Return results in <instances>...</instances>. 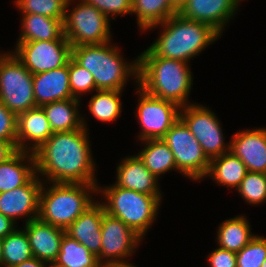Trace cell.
<instances>
[{
  "mask_svg": "<svg viewBox=\"0 0 266 267\" xmlns=\"http://www.w3.org/2000/svg\"><path fill=\"white\" fill-rule=\"evenodd\" d=\"M89 128L56 132L34 152L36 174L48 183L99 185L95 176Z\"/></svg>",
  "mask_w": 266,
  "mask_h": 267,
  "instance_id": "6da1fadb",
  "label": "cell"
},
{
  "mask_svg": "<svg viewBox=\"0 0 266 267\" xmlns=\"http://www.w3.org/2000/svg\"><path fill=\"white\" fill-rule=\"evenodd\" d=\"M137 57L139 87L180 107L192 104L188 102L193 85L189 63L155 56L148 48Z\"/></svg>",
  "mask_w": 266,
  "mask_h": 267,
  "instance_id": "7a4b0ae2",
  "label": "cell"
},
{
  "mask_svg": "<svg viewBox=\"0 0 266 267\" xmlns=\"http://www.w3.org/2000/svg\"><path fill=\"white\" fill-rule=\"evenodd\" d=\"M161 29L159 37L148 49L155 55L168 59L181 60L187 63L198 56L207 46L214 43L221 35L211 26L198 21L171 16L163 23L151 26ZM161 26V27H160Z\"/></svg>",
  "mask_w": 266,
  "mask_h": 267,
  "instance_id": "3957f363",
  "label": "cell"
},
{
  "mask_svg": "<svg viewBox=\"0 0 266 267\" xmlns=\"http://www.w3.org/2000/svg\"><path fill=\"white\" fill-rule=\"evenodd\" d=\"M72 58L92 73L97 90L123 91L130 76L135 79V86L138 85V58L130 63L124 61L119 48L111 41L72 46Z\"/></svg>",
  "mask_w": 266,
  "mask_h": 267,
  "instance_id": "277c9868",
  "label": "cell"
},
{
  "mask_svg": "<svg viewBox=\"0 0 266 267\" xmlns=\"http://www.w3.org/2000/svg\"><path fill=\"white\" fill-rule=\"evenodd\" d=\"M47 184H50L49 187ZM97 187L98 185L84 183L46 182L45 185L43 182L38 218L53 226L67 229L96 202L92 195L97 194Z\"/></svg>",
  "mask_w": 266,
  "mask_h": 267,
  "instance_id": "5b68a950",
  "label": "cell"
},
{
  "mask_svg": "<svg viewBox=\"0 0 266 267\" xmlns=\"http://www.w3.org/2000/svg\"><path fill=\"white\" fill-rule=\"evenodd\" d=\"M99 186L101 185H98L97 193H101V199L104 197L107 201L101 202L105 212L120 219L143 239L158 217L163 197L146 195L114 184Z\"/></svg>",
  "mask_w": 266,
  "mask_h": 267,
  "instance_id": "8992f818",
  "label": "cell"
},
{
  "mask_svg": "<svg viewBox=\"0 0 266 267\" xmlns=\"http://www.w3.org/2000/svg\"><path fill=\"white\" fill-rule=\"evenodd\" d=\"M72 1H67L63 20L64 36L71 46L110 42V19L83 0H79L81 2L69 9V5L76 3Z\"/></svg>",
  "mask_w": 266,
  "mask_h": 267,
  "instance_id": "52a82bcc",
  "label": "cell"
},
{
  "mask_svg": "<svg viewBox=\"0 0 266 267\" xmlns=\"http://www.w3.org/2000/svg\"><path fill=\"white\" fill-rule=\"evenodd\" d=\"M0 101L16 115L37 107L33 74L12 51L0 54Z\"/></svg>",
  "mask_w": 266,
  "mask_h": 267,
  "instance_id": "ba28073f",
  "label": "cell"
},
{
  "mask_svg": "<svg viewBox=\"0 0 266 267\" xmlns=\"http://www.w3.org/2000/svg\"><path fill=\"white\" fill-rule=\"evenodd\" d=\"M161 140L173 153L177 171L193 181L205 179L210 159L181 119L171 126Z\"/></svg>",
  "mask_w": 266,
  "mask_h": 267,
  "instance_id": "9c48e42d",
  "label": "cell"
},
{
  "mask_svg": "<svg viewBox=\"0 0 266 267\" xmlns=\"http://www.w3.org/2000/svg\"><path fill=\"white\" fill-rule=\"evenodd\" d=\"M180 119L189 128L210 160L230 151V142L225 144L220 120L207 106L194 104V102L183 106L180 110Z\"/></svg>",
  "mask_w": 266,
  "mask_h": 267,
  "instance_id": "30bf717a",
  "label": "cell"
},
{
  "mask_svg": "<svg viewBox=\"0 0 266 267\" xmlns=\"http://www.w3.org/2000/svg\"><path fill=\"white\" fill-rule=\"evenodd\" d=\"M138 105L136 117L140 123V141L161 139L171 126L180 119L181 107L169 100L152 96L137 85Z\"/></svg>",
  "mask_w": 266,
  "mask_h": 267,
  "instance_id": "8fae6325",
  "label": "cell"
},
{
  "mask_svg": "<svg viewBox=\"0 0 266 267\" xmlns=\"http://www.w3.org/2000/svg\"><path fill=\"white\" fill-rule=\"evenodd\" d=\"M12 52L36 75L67 65L72 57V46L68 40L30 41L16 43Z\"/></svg>",
  "mask_w": 266,
  "mask_h": 267,
  "instance_id": "7c38bea8",
  "label": "cell"
},
{
  "mask_svg": "<svg viewBox=\"0 0 266 267\" xmlns=\"http://www.w3.org/2000/svg\"><path fill=\"white\" fill-rule=\"evenodd\" d=\"M101 252L98 264L101 267L126 260L136 252L142 238L120 219L106 212L102 216Z\"/></svg>",
  "mask_w": 266,
  "mask_h": 267,
  "instance_id": "4fadbf2b",
  "label": "cell"
},
{
  "mask_svg": "<svg viewBox=\"0 0 266 267\" xmlns=\"http://www.w3.org/2000/svg\"><path fill=\"white\" fill-rule=\"evenodd\" d=\"M41 178L35 174L25 185L0 193V213L15 223L23 217H27L25 224L38 218L39 196L44 182Z\"/></svg>",
  "mask_w": 266,
  "mask_h": 267,
  "instance_id": "5bb4252c",
  "label": "cell"
},
{
  "mask_svg": "<svg viewBox=\"0 0 266 267\" xmlns=\"http://www.w3.org/2000/svg\"><path fill=\"white\" fill-rule=\"evenodd\" d=\"M242 0H187L178 14L188 20L208 24L220 35L237 13Z\"/></svg>",
  "mask_w": 266,
  "mask_h": 267,
  "instance_id": "9a60e30c",
  "label": "cell"
},
{
  "mask_svg": "<svg viewBox=\"0 0 266 267\" xmlns=\"http://www.w3.org/2000/svg\"><path fill=\"white\" fill-rule=\"evenodd\" d=\"M232 137L230 152L246 165L249 172L266 173V128L242 130Z\"/></svg>",
  "mask_w": 266,
  "mask_h": 267,
  "instance_id": "2e32d148",
  "label": "cell"
},
{
  "mask_svg": "<svg viewBox=\"0 0 266 267\" xmlns=\"http://www.w3.org/2000/svg\"><path fill=\"white\" fill-rule=\"evenodd\" d=\"M52 134L49 121L41 106L17 115V150L34 153Z\"/></svg>",
  "mask_w": 266,
  "mask_h": 267,
  "instance_id": "e0dca14e",
  "label": "cell"
},
{
  "mask_svg": "<svg viewBox=\"0 0 266 267\" xmlns=\"http://www.w3.org/2000/svg\"><path fill=\"white\" fill-rule=\"evenodd\" d=\"M24 230L35 258L52 266L56 261L65 229L48 224L39 218L27 222Z\"/></svg>",
  "mask_w": 266,
  "mask_h": 267,
  "instance_id": "ac0fdd59",
  "label": "cell"
},
{
  "mask_svg": "<svg viewBox=\"0 0 266 267\" xmlns=\"http://www.w3.org/2000/svg\"><path fill=\"white\" fill-rule=\"evenodd\" d=\"M114 185L146 195L163 197L158 178L152 174L137 155L123 158L116 168Z\"/></svg>",
  "mask_w": 266,
  "mask_h": 267,
  "instance_id": "d6986e66",
  "label": "cell"
},
{
  "mask_svg": "<svg viewBox=\"0 0 266 267\" xmlns=\"http://www.w3.org/2000/svg\"><path fill=\"white\" fill-rule=\"evenodd\" d=\"M104 213L103 205L100 201H96L65 229L67 235L83 244L96 257L101 252V227Z\"/></svg>",
  "mask_w": 266,
  "mask_h": 267,
  "instance_id": "ffe728a7",
  "label": "cell"
},
{
  "mask_svg": "<svg viewBox=\"0 0 266 267\" xmlns=\"http://www.w3.org/2000/svg\"><path fill=\"white\" fill-rule=\"evenodd\" d=\"M36 106L71 99L69 62L63 67L33 75Z\"/></svg>",
  "mask_w": 266,
  "mask_h": 267,
  "instance_id": "44dd1931",
  "label": "cell"
},
{
  "mask_svg": "<svg viewBox=\"0 0 266 267\" xmlns=\"http://www.w3.org/2000/svg\"><path fill=\"white\" fill-rule=\"evenodd\" d=\"M35 174L34 153L17 150L0 163V193L25 185Z\"/></svg>",
  "mask_w": 266,
  "mask_h": 267,
  "instance_id": "7402d4cb",
  "label": "cell"
},
{
  "mask_svg": "<svg viewBox=\"0 0 266 267\" xmlns=\"http://www.w3.org/2000/svg\"><path fill=\"white\" fill-rule=\"evenodd\" d=\"M79 106L80 100L71 98L47 103L41 107L46 114L52 132L56 133L87 128L86 119L79 114Z\"/></svg>",
  "mask_w": 266,
  "mask_h": 267,
  "instance_id": "603a6c76",
  "label": "cell"
},
{
  "mask_svg": "<svg viewBox=\"0 0 266 267\" xmlns=\"http://www.w3.org/2000/svg\"><path fill=\"white\" fill-rule=\"evenodd\" d=\"M21 33L17 43L30 41L67 40L63 32V21L40 14H22Z\"/></svg>",
  "mask_w": 266,
  "mask_h": 267,
  "instance_id": "cb8c5ba5",
  "label": "cell"
},
{
  "mask_svg": "<svg viewBox=\"0 0 266 267\" xmlns=\"http://www.w3.org/2000/svg\"><path fill=\"white\" fill-rule=\"evenodd\" d=\"M247 172L246 165L229 151L210 160L205 178L212 177L218 185L237 189Z\"/></svg>",
  "mask_w": 266,
  "mask_h": 267,
  "instance_id": "d4e9b609",
  "label": "cell"
},
{
  "mask_svg": "<svg viewBox=\"0 0 266 267\" xmlns=\"http://www.w3.org/2000/svg\"><path fill=\"white\" fill-rule=\"evenodd\" d=\"M218 227L216 232L218 246L236 253L255 236L251 232L249 220L241 214L223 221Z\"/></svg>",
  "mask_w": 266,
  "mask_h": 267,
  "instance_id": "484cf974",
  "label": "cell"
},
{
  "mask_svg": "<svg viewBox=\"0 0 266 267\" xmlns=\"http://www.w3.org/2000/svg\"><path fill=\"white\" fill-rule=\"evenodd\" d=\"M141 142L145 146L137 156L158 179L168 171L177 170L174 155L163 140L147 139Z\"/></svg>",
  "mask_w": 266,
  "mask_h": 267,
  "instance_id": "4316f807",
  "label": "cell"
},
{
  "mask_svg": "<svg viewBox=\"0 0 266 267\" xmlns=\"http://www.w3.org/2000/svg\"><path fill=\"white\" fill-rule=\"evenodd\" d=\"M131 14H136L139 29L145 31L178 14V11L170 0H132Z\"/></svg>",
  "mask_w": 266,
  "mask_h": 267,
  "instance_id": "83f0119b",
  "label": "cell"
},
{
  "mask_svg": "<svg viewBox=\"0 0 266 267\" xmlns=\"http://www.w3.org/2000/svg\"><path fill=\"white\" fill-rule=\"evenodd\" d=\"M52 267H101L98 258L76 239L64 234Z\"/></svg>",
  "mask_w": 266,
  "mask_h": 267,
  "instance_id": "f1b7e54d",
  "label": "cell"
},
{
  "mask_svg": "<svg viewBox=\"0 0 266 267\" xmlns=\"http://www.w3.org/2000/svg\"><path fill=\"white\" fill-rule=\"evenodd\" d=\"M123 91L118 90H96L91 96L89 111L96 120L110 123L116 121L121 114V95Z\"/></svg>",
  "mask_w": 266,
  "mask_h": 267,
  "instance_id": "f546056e",
  "label": "cell"
},
{
  "mask_svg": "<svg viewBox=\"0 0 266 267\" xmlns=\"http://www.w3.org/2000/svg\"><path fill=\"white\" fill-rule=\"evenodd\" d=\"M3 267H13L33 258L25 230L15 229L2 239Z\"/></svg>",
  "mask_w": 266,
  "mask_h": 267,
  "instance_id": "4dcf8cb0",
  "label": "cell"
},
{
  "mask_svg": "<svg viewBox=\"0 0 266 267\" xmlns=\"http://www.w3.org/2000/svg\"><path fill=\"white\" fill-rule=\"evenodd\" d=\"M68 0H15L16 8L21 14H40L46 17L58 18L62 21Z\"/></svg>",
  "mask_w": 266,
  "mask_h": 267,
  "instance_id": "1f68e13d",
  "label": "cell"
},
{
  "mask_svg": "<svg viewBox=\"0 0 266 267\" xmlns=\"http://www.w3.org/2000/svg\"><path fill=\"white\" fill-rule=\"evenodd\" d=\"M237 193L250 205H259L266 202V173L247 172Z\"/></svg>",
  "mask_w": 266,
  "mask_h": 267,
  "instance_id": "d6a6232c",
  "label": "cell"
},
{
  "mask_svg": "<svg viewBox=\"0 0 266 267\" xmlns=\"http://www.w3.org/2000/svg\"><path fill=\"white\" fill-rule=\"evenodd\" d=\"M69 82L72 97L79 100L83 94L97 90L92 73L72 57L69 60Z\"/></svg>",
  "mask_w": 266,
  "mask_h": 267,
  "instance_id": "836d02e7",
  "label": "cell"
},
{
  "mask_svg": "<svg viewBox=\"0 0 266 267\" xmlns=\"http://www.w3.org/2000/svg\"><path fill=\"white\" fill-rule=\"evenodd\" d=\"M266 259V237L255 235L236 253L237 267H261Z\"/></svg>",
  "mask_w": 266,
  "mask_h": 267,
  "instance_id": "e575fe53",
  "label": "cell"
},
{
  "mask_svg": "<svg viewBox=\"0 0 266 267\" xmlns=\"http://www.w3.org/2000/svg\"><path fill=\"white\" fill-rule=\"evenodd\" d=\"M88 5L94 6L109 19L115 20L116 16L132 13V0H83ZM111 14V15H110ZM111 16V17H110ZM115 16V17H113Z\"/></svg>",
  "mask_w": 266,
  "mask_h": 267,
  "instance_id": "d590c367",
  "label": "cell"
},
{
  "mask_svg": "<svg viewBox=\"0 0 266 267\" xmlns=\"http://www.w3.org/2000/svg\"><path fill=\"white\" fill-rule=\"evenodd\" d=\"M0 140L10 142L17 149V115L0 101Z\"/></svg>",
  "mask_w": 266,
  "mask_h": 267,
  "instance_id": "8d00e7d4",
  "label": "cell"
},
{
  "mask_svg": "<svg viewBox=\"0 0 266 267\" xmlns=\"http://www.w3.org/2000/svg\"><path fill=\"white\" fill-rule=\"evenodd\" d=\"M209 267H237L236 252L216 248L207 256Z\"/></svg>",
  "mask_w": 266,
  "mask_h": 267,
  "instance_id": "74e56055",
  "label": "cell"
},
{
  "mask_svg": "<svg viewBox=\"0 0 266 267\" xmlns=\"http://www.w3.org/2000/svg\"><path fill=\"white\" fill-rule=\"evenodd\" d=\"M16 224L12 219L0 213V238L3 239L13 232L17 227Z\"/></svg>",
  "mask_w": 266,
  "mask_h": 267,
  "instance_id": "f35d334b",
  "label": "cell"
},
{
  "mask_svg": "<svg viewBox=\"0 0 266 267\" xmlns=\"http://www.w3.org/2000/svg\"><path fill=\"white\" fill-rule=\"evenodd\" d=\"M16 151L17 149L10 142L0 140V163L5 162Z\"/></svg>",
  "mask_w": 266,
  "mask_h": 267,
  "instance_id": "ab89813d",
  "label": "cell"
},
{
  "mask_svg": "<svg viewBox=\"0 0 266 267\" xmlns=\"http://www.w3.org/2000/svg\"><path fill=\"white\" fill-rule=\"evenodd\" d=\"M48 265V263L33 257L30 260L14 265L13 267H47Z\"/></svg>",
  "mask_w": 266,
  "mask_h": 267,
  "instance_id": "60d3db41",
  "label": "cell"
},
{
  "mask_svg": "<svg viewBox=\"0 0 266 267\" xmlns=\"http://www.w3.org/2000/svg\"><path fill=\"white\" fill-rule=\"evenodd\" d=\"M105 267H136V266L133 265V263H130L128 261H123V262H118V263L110 264V265L105 266Z\"/></svg>",
  "mask_w": 266,
  "mask_h": 267,
  "instance_id": "b9f144b4",
  "label": "cell"
},
{
  "mask_svg": "<svg viewBox=\"0 0 266 267\" xmlns=\"http://www.w3.org/2000/svg\"><path fill=\"white\" fill-rule=\"evenodd\" d=\"M187 0H170L172 6L179 11Z\"/></svg>",
  "mask_w": 266,
  "mask_h": 267,
  "instance_id": "7bdbcfd3",
  "label": "cell"
},
{
  "mask_svg": "<svg viewBox=\"0 0 266 267\" xmlns=\"http://www.w3.org/2000/svg\"><path fill=\"white\" fill-rule=\"evenodd\" d=\"M0 267H3V257H2V239L0 238Z\"/></svg>",
  "mask_w": 266,
  "mask_h": 267,
  "instance_id": "ee69618b",
  "label": "cell"
},
{
  "mask_svg": "<svg viewBox=\"0 0 266 267\" xmlns=\"http://www.w3.org/2000/svg\"><path fill=\"white\" fill-rule=\"evenodd\" d=\"M261 267H266V259H265V261L263 262V264L261 265Z\"/></svg>",
  "mask_w": 266,
  "mask_h": 267,
  "instance_id": "f6af8a7d",
  "label": "cell"
}]
</instances>
